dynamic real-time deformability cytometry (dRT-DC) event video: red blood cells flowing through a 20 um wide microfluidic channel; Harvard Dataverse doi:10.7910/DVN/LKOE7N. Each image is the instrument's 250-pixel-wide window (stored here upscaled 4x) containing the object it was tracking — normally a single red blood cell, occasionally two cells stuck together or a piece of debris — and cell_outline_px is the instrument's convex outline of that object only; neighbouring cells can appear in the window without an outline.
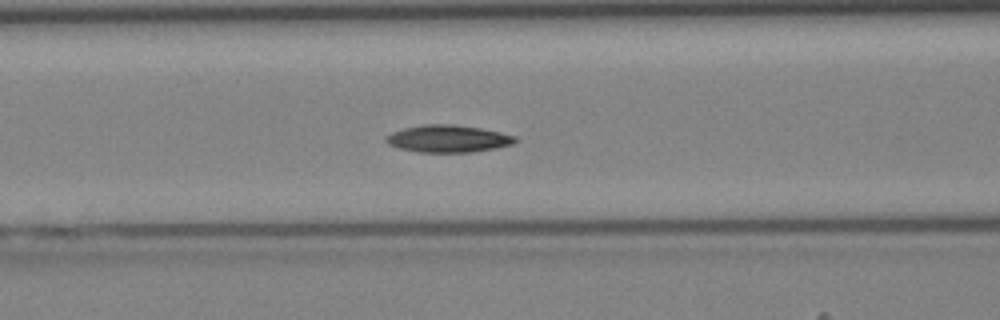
{"species": "Egyptian fruit bat (a non-hibernating species)", "species_latin": "Rousettus aegyptiacus", "temperature_condition": "cold", "stored_images_in_passage": 42, "camera_frame_rate_fps": 3000, "um_per_image_px": 0.085, "animal": {"sex": "female"}, "frame": {"image": 1, "passage_image": 17, "time_ms": 5.333, "image_size_px": [1000, 320], "cell_outline_px": [[520, 140], [512, 144], [496, 148], [472, 152], [416, 152], [400, 148], [388, 144], [384, 140], [384, 136], [392, 132], [404, 128], [424, 124], [452, 124], [480, 128], [500, 132], [516, 136]], "centroid_in_image_um": [38.08, 11.79], "position_along_channel_um": 128.5, "area_um2": 20.63}}
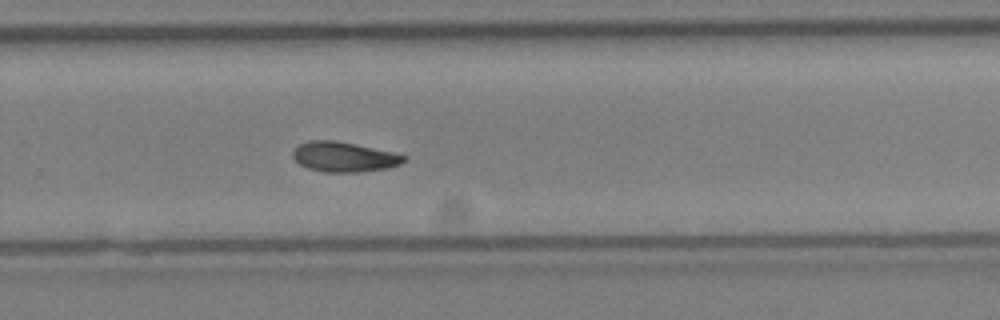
{"frame": {"image": 2, "passage_image": 28, "time_ms": 9.0, "image_size_px": [1000, 320], "cell_outline_px": [[408, 156], [400, 164], [388, 168], [360, 172], [324, 172], [308, 168], [300, 164], [292, 156], [292, 152], [300, 144], [308, 140], [336, 140], [356, 144], [392, 152]], "centroid_in_image_um": [29.24, 13.33], "position_along_channel_um": 300.6, "area_um2": 19.36}}
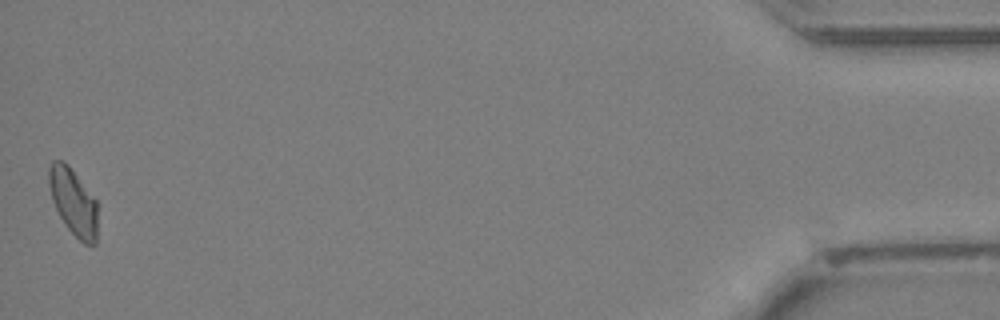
{"frame": {"image": 3, "passage_image": 42, "time_ms": 13.667, "image_size_px": [1000, 320], "cell_outline_px": [[96, 244], [84, 244], [68, 228], [60, 216], [52, 200], [48, 184], [48, 168], [52, 160], [60, 160], [68, 164], [96, 200]], "centroid_in_image_um": [6.2, 17.13], "position_along_channel_um": 429.0, "area_um2": 18.67}}